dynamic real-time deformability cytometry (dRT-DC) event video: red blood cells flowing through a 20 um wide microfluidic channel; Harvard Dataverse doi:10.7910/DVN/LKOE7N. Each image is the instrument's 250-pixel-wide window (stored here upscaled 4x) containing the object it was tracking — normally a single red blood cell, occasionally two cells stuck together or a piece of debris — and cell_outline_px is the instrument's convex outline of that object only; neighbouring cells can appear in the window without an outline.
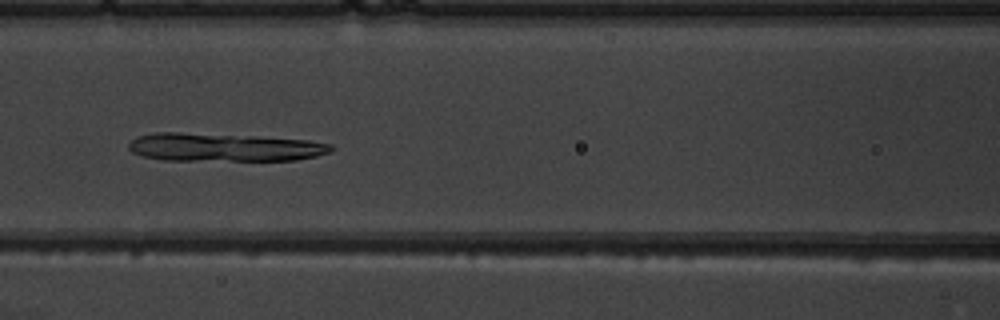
{"species": "common noctule bat (a hibernating species)", "species_latin": "Nyctalus noctula", "temperature_condition": "warm", "stored_images_in_passage": 10, "segment_of_instrument_passage": [1, 2], "camera_frame_rate_fps": 3000, "um_per_image_px": 0.085, "animal": {"sex": "male", "body_mass_g": 19.5, "forearm_length_mm": 54.6}, "frame": {"image": 1, "passage_image": 7, "time_ms": 7.0, "image_size_px": [1000, 320], "cell_outline_px": [[332, 152], [316, 156], [296, 160], [164, 160], [140, 156], [132, 152], [128, 148], [128, 144], [132, 140], [140, 136], [156, 132], [176, 132], [256, 136], [308, 140], [332, 144]], "centroid_in_image_um": [19.05, 12.52], "position_along_channel_um": 147.6, "area_um2": 33.29}}
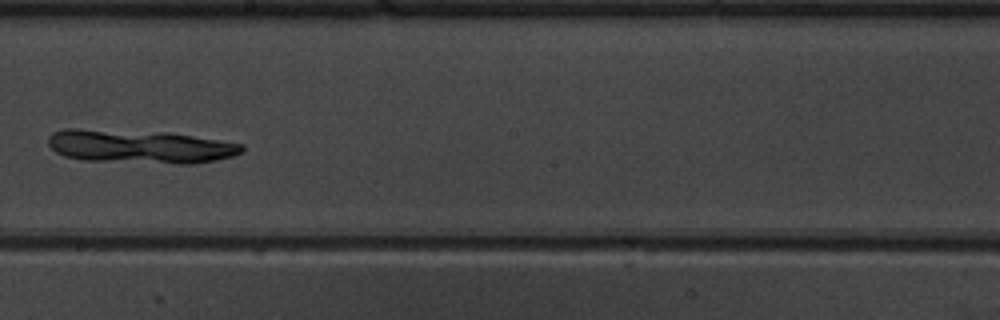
{"frame": {"image": 2, "passage_image": 9, "time_ms": 9.333, "image_size_px": [1000, 320], "cell_outline_px": [[244, 152], [232, 156], [216, 160], [196, 164], [176, 164], [84, 160], [64, 156], [56, 152], [48, 144], [48, 136], [52, 132], [64, 128], [80, 128], [168, 132], [244, 144]], "centroid_in_image_um": [11.88, 12.45], "position_along_channel_um": 236.3, "area_um2": 38.32}}